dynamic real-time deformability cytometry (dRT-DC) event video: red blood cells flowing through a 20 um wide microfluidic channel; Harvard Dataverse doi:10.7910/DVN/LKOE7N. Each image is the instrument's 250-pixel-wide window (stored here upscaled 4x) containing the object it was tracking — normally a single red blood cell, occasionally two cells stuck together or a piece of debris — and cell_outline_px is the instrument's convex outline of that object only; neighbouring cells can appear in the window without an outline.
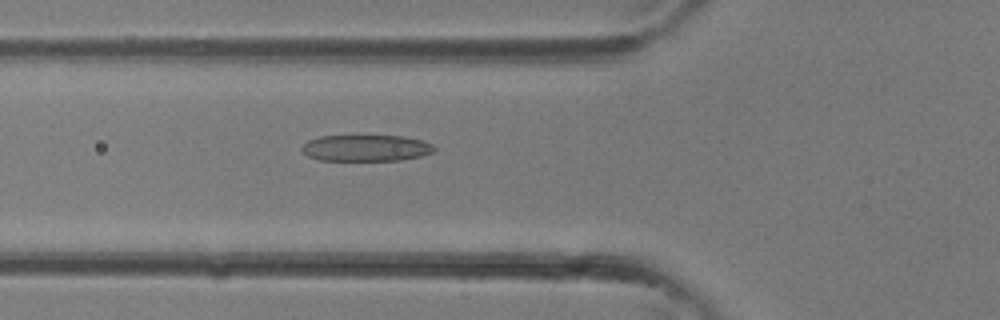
{"species": "common noctule bat (a hibernating species)", "species_latin": "Nyctalus noctula", "temperature_condition": "room temperature", "stored_images_in_passage": 28, "camera_frame_rate_fps": 3000, "um_per_image_px": 0.085, "animal": {"sex": "female"}, "frame": {"image": 1, "passage_image": 6, "time_ms": 1.667, "image_size_px": [1000, 320], "cell_outline_px": [[436, 148], [432, 152], [420, 156], [400, 160], [320, 160], [308, 156], [300, 148], [308, 140], [320, 136], [404, 136], [420, 140], [432, 144]], "centroid_in_image_um": [31.09, 12.58], "position_along_channel_um": 94.7, "area_um2": 20.17}}
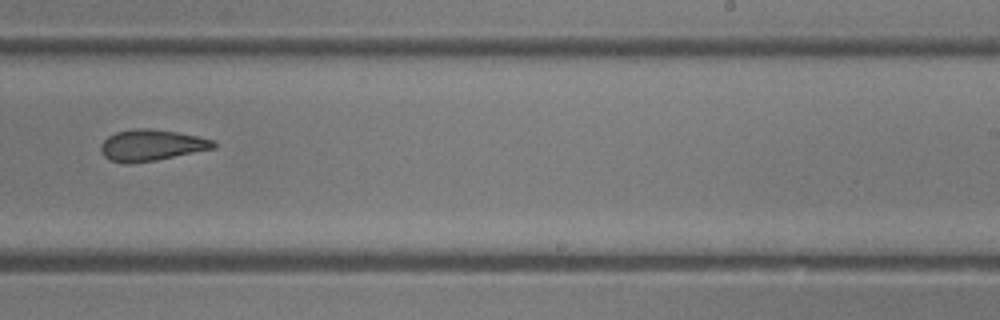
{"frame": {"image": 2, "passage_image": 15, "time_ms": 4.667, "image_size_px": [1000, 320], "cell_outline_px": [[216, 148], [156, 160], [132, 164], [124, 164], [108, 160], [100, 152], [100, 144], [108, 136], [116, 132], [132, 128], [148, 128], [176, 132], [216, 140]], "centroid_in_image_um": [12.84, 12.35], "position_along_channel_um": 276.2, "area_um2": 20.81}}
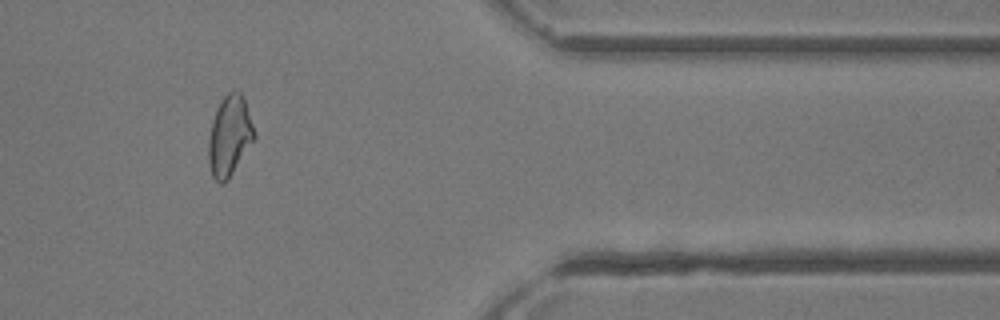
{"frame": {"image": 3, "passage_image": 22, "time_ms": 7.0, "image_size_px": [1000, 320], "cell_outline_px": [[256, 136], [228, 180], [220, 184], [212, 176], [208, 164], [208, 140], [212, 120], [216, 108], [220, 100], [232, 88], [240, 92], [244, 96], [256, 132]], "centroid_in_image_um": [19.51, 11.51], "position_along_channel_um": 391.9, "area_um2": 21.79}}